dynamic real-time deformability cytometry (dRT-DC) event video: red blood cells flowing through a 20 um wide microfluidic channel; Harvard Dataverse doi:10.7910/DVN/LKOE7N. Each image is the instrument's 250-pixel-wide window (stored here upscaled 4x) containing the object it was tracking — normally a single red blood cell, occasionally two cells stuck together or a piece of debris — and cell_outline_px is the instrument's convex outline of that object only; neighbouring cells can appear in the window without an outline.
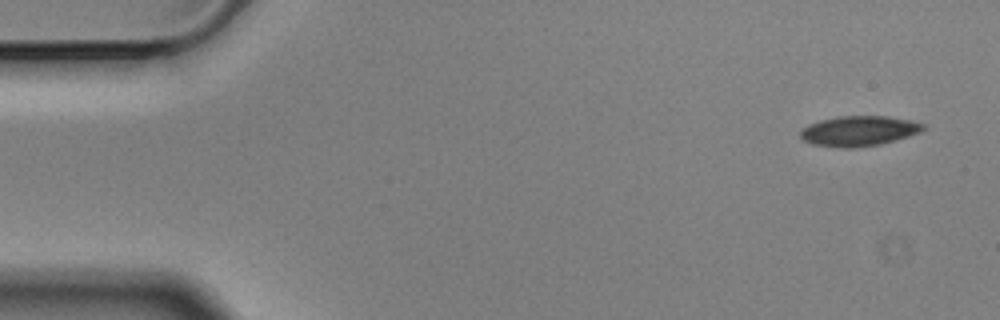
{"species": "Egyptian fruit bat (a non-hibernating species)", "species_latin": "Rousettus aegyptiacus", "temperature_condition": "cold", "stored_images_in_passage": 9, "camera_frame_rate_fps": 3000, "um_per_image_px": 0.085, "animal": {"sex": "male"}, "frame": {"image": 1, "passage_image": 1, "time_ms": 0.0, "image_size_px": [1000, 320], "cell_outline_px": [[928, 128], [920, 132], [908, 136], [880, 144], [852, 148], [844, 148], [812, 144], [804, 140], [800, 136], [800, 132], [808, 124], [820, 120], [836, 116], [888, 116], [912, 120], [924, 124]], "centroid_in_image_um": [73.03, 11.12], "position_along_channel_um": 12.0, "area_um2": 21.62}}
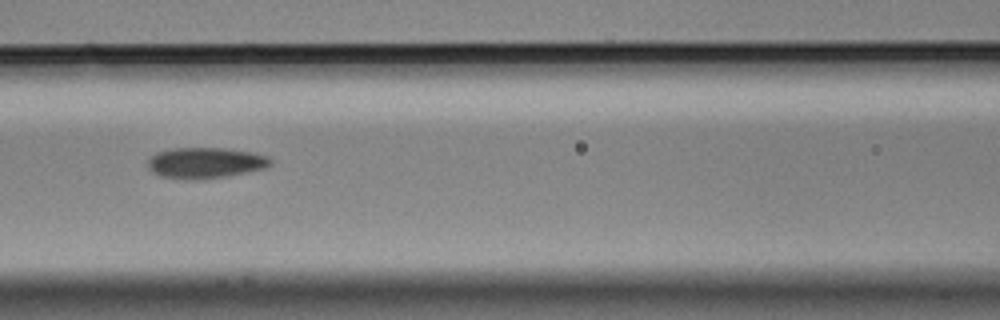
{"frame": {"image": 2, "passage_image": 7, "time_ms": 2.0, "image_size_px": [1000, 320], "cell_outline_px": [[272, 164], [268, 168], [248, 172], [224, 176], [160, 176], [152, 172], [148, 168], [148, 156], [156, 152], [172, 148], [224, 148], [252, 152], [268, 156], [272, 160]], "centroid_in_image_um": [17.5, 13.78], "position_along_channel_um": 149.1, "area_um2": 21.33}}
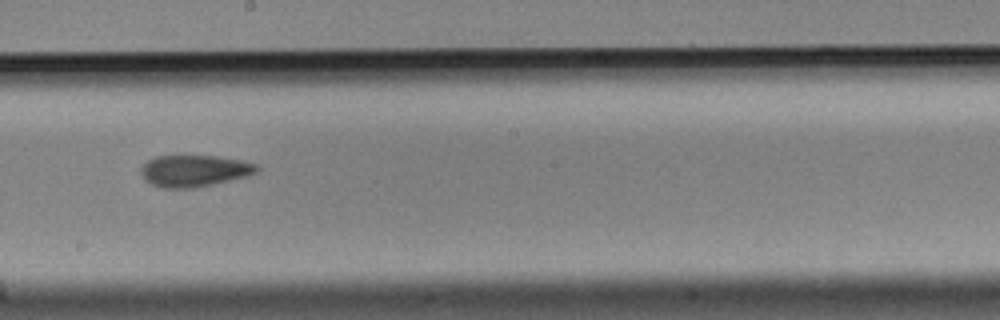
{"frame": {"image": 3, "passage_image": 9, "time_ms": 2.667, "image_size_px": [1000, 320], "cell_outline_px": [[260, 168], [256, 172], [248, 176], [212, 184], [192, 188], [160, 188], [144, 180], [140, 172], [140, 168], [148, 160], [156, 156], [216, 156], [240, 160], [256, 164]], "centroid_in_image_um": [16.49, 14.52], "position_along_channel_um": 231.7, "area_um2": 21.33}}